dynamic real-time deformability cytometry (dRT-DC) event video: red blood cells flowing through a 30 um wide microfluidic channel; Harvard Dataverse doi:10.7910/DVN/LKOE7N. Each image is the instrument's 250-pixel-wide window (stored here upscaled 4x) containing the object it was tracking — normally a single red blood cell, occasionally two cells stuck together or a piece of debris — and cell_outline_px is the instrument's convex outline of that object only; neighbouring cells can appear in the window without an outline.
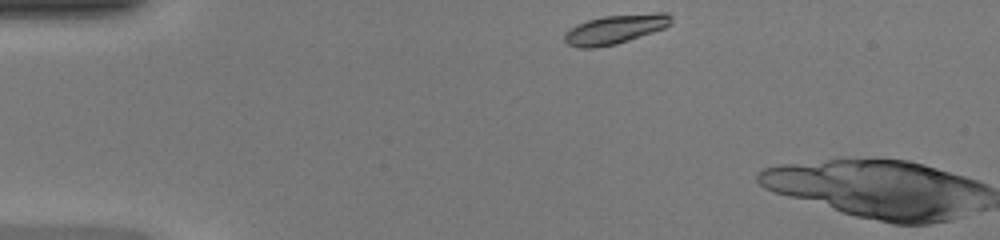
{"species": "common noctule bat (a hibernating species)", "species_latin": "Nyctalus noctula", "temperature_condition": "warm", "stored_images_in_passage": 2, "camera_frame_rate_fps": 3000, "um_per_image_px": 0.085, "animal": {"sex": "female", "body_mass_g": 20.0, "forearm_length_mm": 54.0}, "frame": {"image": 1, "passage_image": 1, "time_ms": 0.0, "image_size_px": [1000, 240], "cell_outline_px": [[672, 24], [664, 28], [616, 44], [596, 48], [576, 48], [568, 44], [564, 40], [564, 32], [576, 24], [588, 20], [604, 16], [656, 12], [668, 12], [672, 16]], "centroid_in_image_um": [52.29, 2.48], "position_along_channel_um": 32.7, "area_um2": 18.32}}